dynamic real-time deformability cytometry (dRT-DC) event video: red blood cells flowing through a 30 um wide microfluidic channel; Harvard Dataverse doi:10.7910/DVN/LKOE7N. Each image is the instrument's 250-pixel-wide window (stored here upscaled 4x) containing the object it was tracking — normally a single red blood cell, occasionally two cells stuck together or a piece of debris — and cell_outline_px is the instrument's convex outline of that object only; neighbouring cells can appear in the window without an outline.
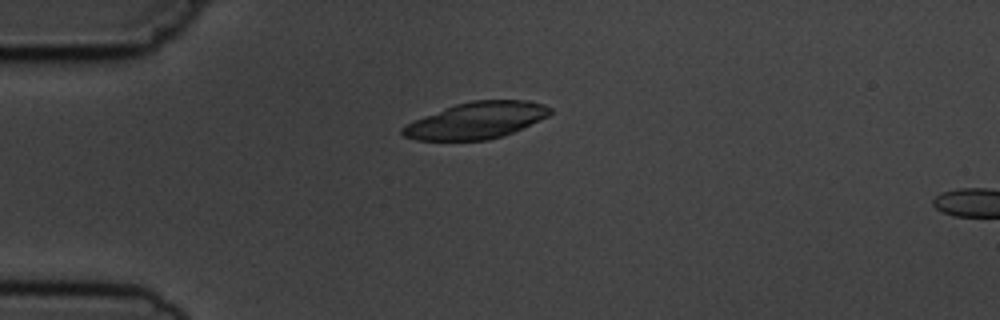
{"species": "common noctule bat (a hibernating species)", "species_latin": "Nyctalus noctula", "temperature_condition": "cold", "stored_images_in_passage": 5, "segment_of_instrument_passage": [1, 2], "camera_frame_rate_fps": 3000, "um_per_image_px": 0.085, "animal": {"sex": "male", "body_mass_g": 19.5, "forearm_length_mm": 54.6}, "frame": {"image": 1, "passage_image": 4, "time_ms": 3.333, "image_size_px": [1000, 320], "cell_outline_px": [[552, 112], [548, 116], [540, 120], [512, 132], [488, 140], [416, 140], [404, 136], [400, 132], [400, 128], [424, 116], [456, 104], [472, 100], [528, 100], [544, 104], [552, 108]], "centroid_in_image_um": [40.51, 10.23], "position_along_channel_um": 44.5, "area_um2": 31.1}}